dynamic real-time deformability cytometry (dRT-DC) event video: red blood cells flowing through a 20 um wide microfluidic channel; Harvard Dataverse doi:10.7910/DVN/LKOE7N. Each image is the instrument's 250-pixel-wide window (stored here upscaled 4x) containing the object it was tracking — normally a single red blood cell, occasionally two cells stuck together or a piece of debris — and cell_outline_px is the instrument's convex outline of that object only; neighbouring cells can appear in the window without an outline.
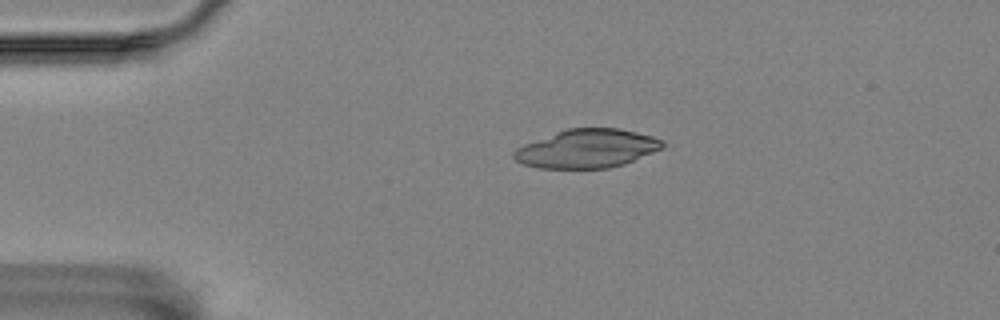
{"species": "Egyptian fruit bat (a non-hibernating species)", "species_latin": "Rousettus aegyptiacus", "temperature_condition": "room temperature", "stored_images_in_passage": 2, "camera_frame_rate_fps": 3000, "um_per_image_px": 0.085, "animal": {"sex": "female"}, "frame": {"image": 1, "passage_image": 1, "time_ms": 0.0, "image_size_px": [1000, 320], "cell_outline_px": [[664, 144], [660, 148], [652, 152], [624, 164], [608, 168], [540, 168], [524, 164], [516, 160], [512, 156], [512, 152], [516, 148], [524, 144], [556, 132], [568, 128], [620, 128], [652, 136], [664, 140]], "centroid_in_image_um": [49.87, 12.63], "position_along_channel_um": 35.1, "area_um2": 33.18}}